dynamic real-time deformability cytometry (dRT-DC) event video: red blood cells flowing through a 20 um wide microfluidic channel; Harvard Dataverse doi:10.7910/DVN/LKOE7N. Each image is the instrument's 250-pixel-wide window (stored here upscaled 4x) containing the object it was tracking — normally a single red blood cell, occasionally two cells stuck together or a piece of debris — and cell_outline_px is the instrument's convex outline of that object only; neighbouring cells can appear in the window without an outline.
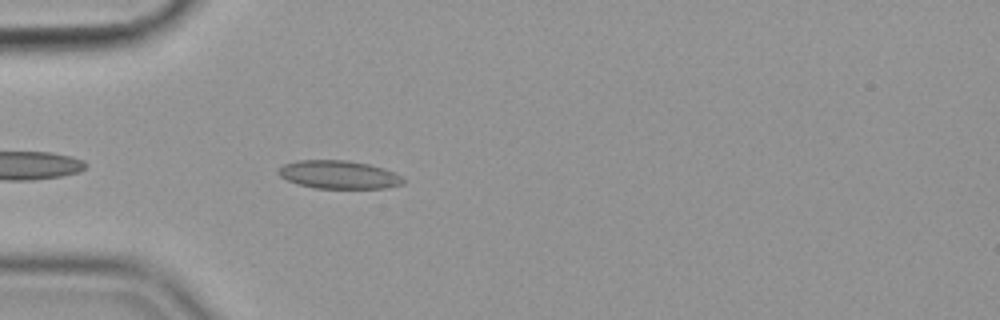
{"species": "common noctule bat (a hibernating species)", "species_latin": "Nyctalus noctula", "temperature_condition": "cold", "stored_images_in_passage": 43, "camera_frame_rate_fps": 3000, "um_per_image_px": 0.085, "animal": {"sex": "female", "body_mass_g": 19.9}, "frame": {"image": 1, "passage_image": 4, "time_ms": 1.0, "image_size_px": [1000, 320], "cell_outline_px": [[404, 184], [388, 188], [316, 188], [296, 184], [280, 176], [276, 172], [276, 168], [284, 164], [300, 160], [348, 160], [368, 164], [384, 168], [400, 176], [404, 180]], "centroid_in_image_um": [28.76, 14.84], "position_along_channel_um": 56.2, "area_um2": 20.58}}
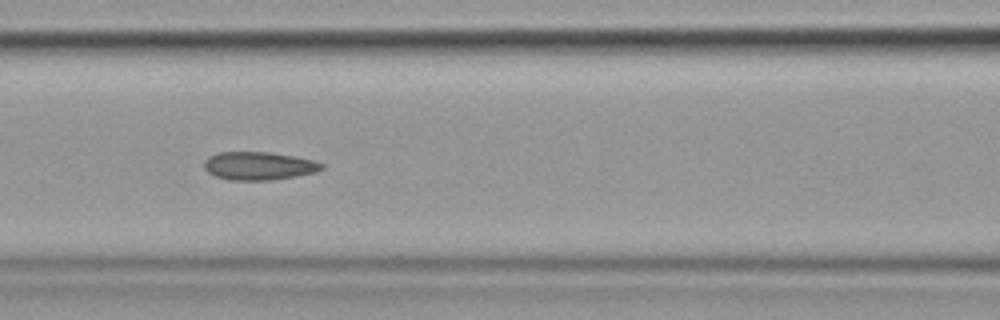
{"frame": {"image": 2, "passage_image": 12, "time_ms": 3.667, "image_size_px": [1000, 320], "cell_outline_px": [[324, 168], [316, 172], [296, 176], [272, 180], [228, 180], [216, 176], [208, 172], [204, 168], [204, 160], [208, 156], [220, 152], [268, 152], [296, 156], [316, 160], [324, 164]], "centroid_in_image_um": [22.02, 14.09], "position_along_channel_um": 144.6, "area_um2": 19.48}}
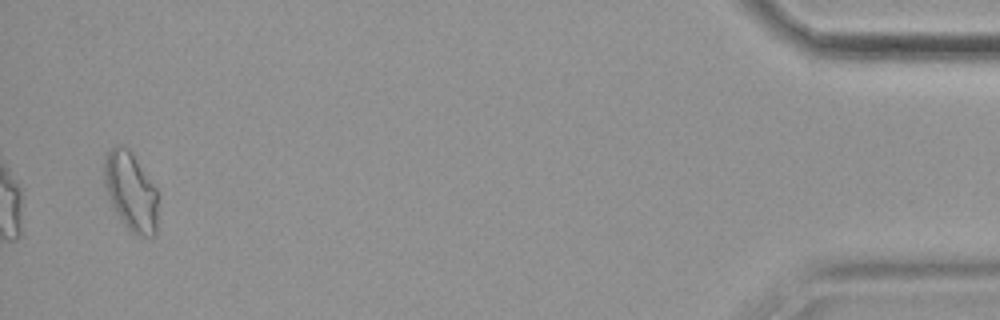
{"frame": {"image": 3, "passage_image": 42, "time_ms": 13.667, "image_size_px": [1000, 320], "cell_outline_px": [[156, 236], [136, 236], [124, 224], [116, 212], [104, 188], [104, 156], [108, 148], [116, 144], [120, 144], [128, 148], [132, 152], [156, 188]], "centroid_in_image_um": [11.08, 16.22], "position_along_channel_um": 424.1, "area_um2": 24.74}, "authors_computed_cell_mechanics": {"area_um2": 19.4786, "velocity_mm_per_s": 3.5762, "shape_relaxation_time_tau1_ms": null, "shape_relaxation_time_tau2_ms": 2.8449, "deformation_change_tau1": null, "deformation_change_tau2": 0.0719}}